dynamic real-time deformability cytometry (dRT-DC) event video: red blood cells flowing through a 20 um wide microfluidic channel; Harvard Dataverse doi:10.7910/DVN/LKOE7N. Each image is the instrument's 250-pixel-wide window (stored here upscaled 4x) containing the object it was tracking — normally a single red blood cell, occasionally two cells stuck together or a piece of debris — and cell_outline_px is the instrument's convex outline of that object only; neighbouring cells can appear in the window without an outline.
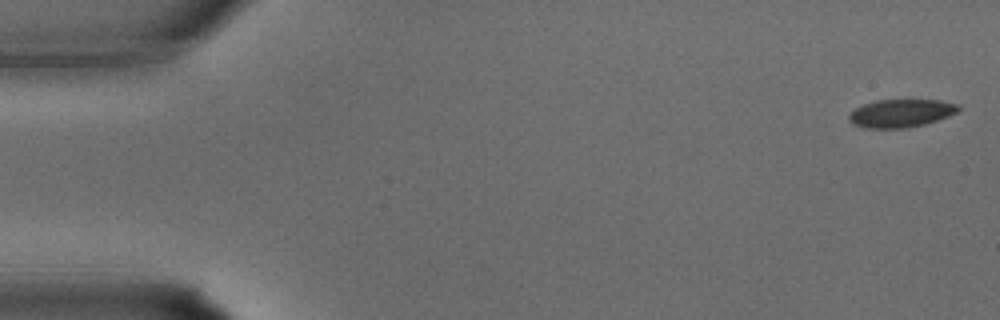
{"species": "common noctule bat (a hibernating species)", "species_latin": "Nyctalus noctula", "temperature_condition": "warm", "stored_images_in_passage": 34, "camera_frame_rate_fps": 3000, "um_per_image_px": 0.085, "animal": {"sex": "male", "body_mass_g": 15.6}, "frame": {"image": 1, "passage_image": 1, "time_ms": 0.0, "image_size_px": [1000, 320], "cell_outline_px": [[960, 108], [956, 112], [948, 116], [924, 124], [908, 128], [864, 128], [852, 124], [848, 120], [848, 116], [856, 108], [864, 104], [876, 100], [940, 100], [960, 104]], "centroid_in_image_um": [76.57, 9.63], "position_along_channel_um": 8.4, "area_um2": 17.86}}
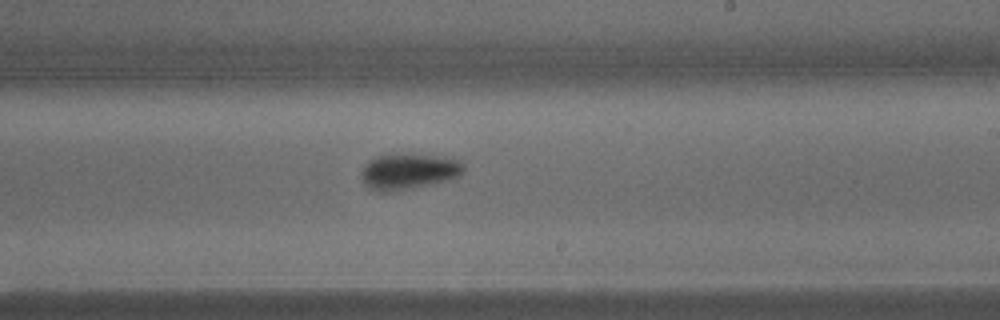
{"frame": {"image": 2, "passage_image": 20, "time_ms": 6.333, "image_size_px": [1000, 320], "cell_outline_px": [[464, 172], [460, 176], [448, 180], [432, 184], [412, 188], [384, 192], [380, 192], [368, 188], [360, 172], [364, 164], [368, 160], [376, 156], [448, 156], [460, 160], [464, 164]], "centroid_in_image_um": [34.77, 14.59], "position_along_channel_um": 254.2, "area_um2": 21.04}}
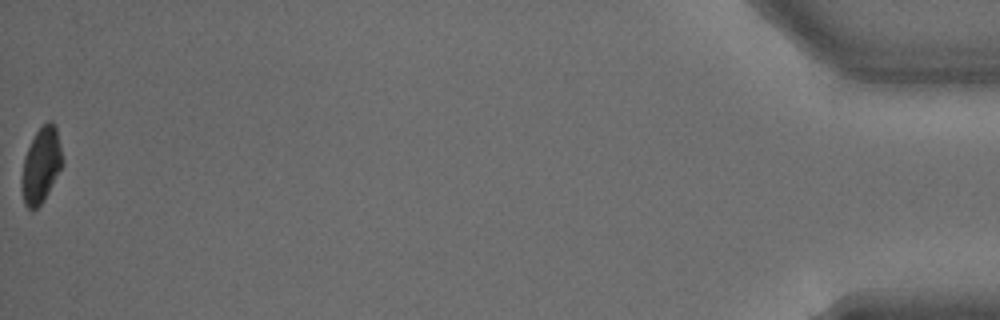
{"frame": {"image": 3, "passage_image": 34, "time_ms": 11.0, "image_size_px": [1000, 320], "cell_outline_px": [[64, 164], [44, 200], [32, 212], [24, 204], [20, 188], [20, 176], [24, 156], [36, 132], [48, 120], [52, 120], [56, 128], [64, 160]], "centroid_in_image_um": [3.48, 14.08], "position_along_channel_um": 431.7, "area_um2": 18.26}}